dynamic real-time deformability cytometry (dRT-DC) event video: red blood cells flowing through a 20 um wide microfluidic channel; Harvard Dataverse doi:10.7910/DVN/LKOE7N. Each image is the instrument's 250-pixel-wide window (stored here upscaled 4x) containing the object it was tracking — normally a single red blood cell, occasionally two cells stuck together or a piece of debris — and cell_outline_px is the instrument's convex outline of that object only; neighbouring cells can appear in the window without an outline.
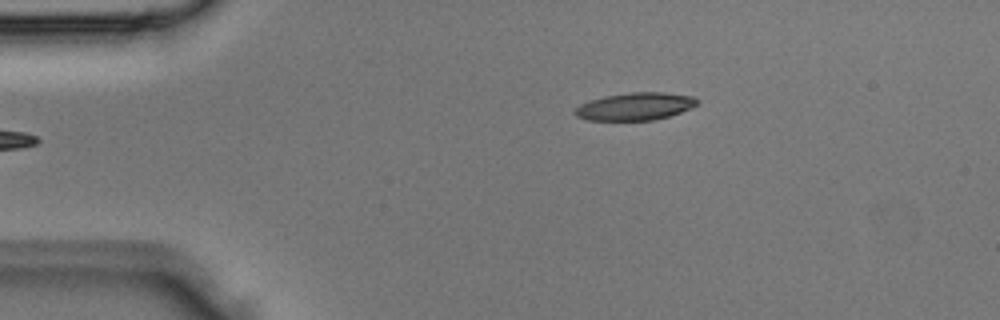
{"species": "Egyptian fruit bat (a non-hibernating species)", "species_latin": "Rousettus aegyptiacus", "temperature_condition": "room temperature", "stored_images_in_passage": 4, "camera_frame_rate_fps": 3000, "um_per_image_px": 0.085, "animal": {"sex": "male"}, "frame": {"image": 1, "passage_image": 4, "time_ms": 1.0, "image_size_px": [1000, 320], "cell_outline_px": [[696, 104], [692, 108], [668, 116], [652, 120], [588, 120], [576, 116], [572, 112], [580, 104], [604, 96], [628, 92], [664, 92], [692, 96], [696, 100]], "centroid_in_image_um": [53.95, 9.04], "position_along_channel_um": 31.0, "area_um2": 19.48}}